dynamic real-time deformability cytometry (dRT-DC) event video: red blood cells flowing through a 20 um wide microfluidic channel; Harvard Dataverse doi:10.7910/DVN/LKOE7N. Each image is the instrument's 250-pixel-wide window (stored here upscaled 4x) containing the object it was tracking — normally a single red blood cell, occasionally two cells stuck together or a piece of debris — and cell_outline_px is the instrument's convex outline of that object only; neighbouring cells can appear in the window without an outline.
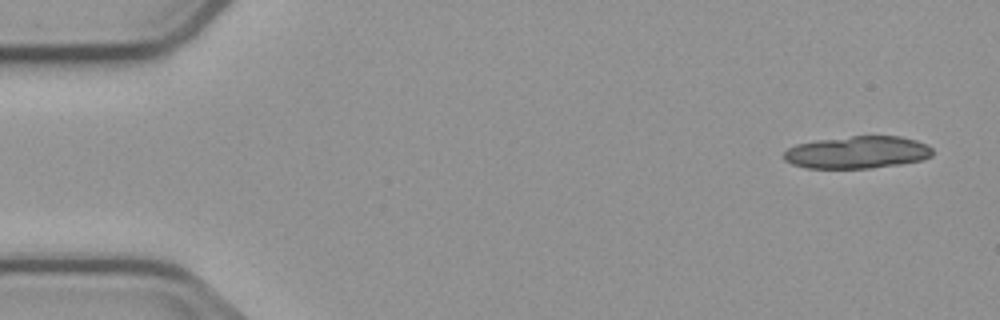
{"species": "common noctule bat (a hibernating species)", "species_latin": "Nyctalus noctula", "temperature_condition": "cold", "stored_images_in_passage": 14, "segment_of_instrument_passage": [1, 2], "camera_frame_rate_fps": 3000, "um_per_image_px": 0.085, "animal": {"sex": "male", "body_mass_g": 23.1, "forearm_length_mm": 52.7}, "frame": {"image": 1, "passage_image": 1, "time_ms": 0.0, "image_size_px": [1000, 320], "cell_outline_px": [[932, 156], [920, 160], [900, 164], [872, 168], [804, 168], [792, 164], [784, 160], [784, 152], [788, 148], [796, 144], [816, 140], [852, 136], [900, 136], [916, 140], [932, 148]], "centroid_in_image_um": [72.84, 12.95], "position_along_channel_um": 12.2, "area_um2": 28.03}}